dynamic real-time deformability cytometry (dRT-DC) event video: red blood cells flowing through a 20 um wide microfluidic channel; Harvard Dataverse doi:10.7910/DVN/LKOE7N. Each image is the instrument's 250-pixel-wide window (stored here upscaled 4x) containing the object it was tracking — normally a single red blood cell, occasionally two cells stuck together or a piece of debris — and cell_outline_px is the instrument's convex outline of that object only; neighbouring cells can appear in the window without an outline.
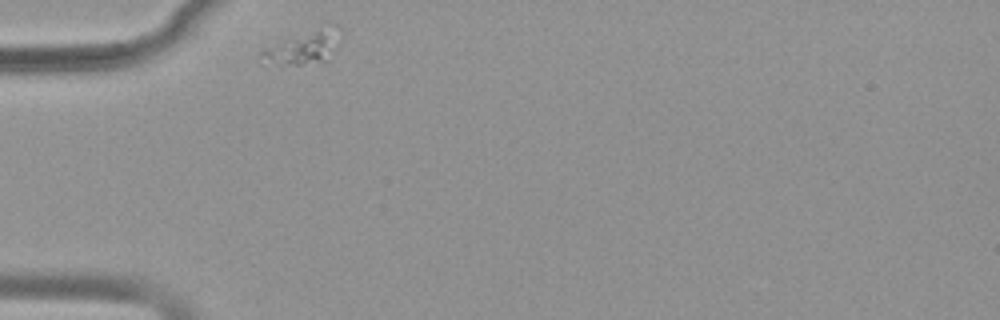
{"species": "common noctule bat (a hibernating species)", "species_latin": "Nyctalus noctula", "temperature_condition": "warm", "stored_images_in_passage": 34, "camera_frame_rate_fps": 3000, "um_per_image_px": 0.085, "animal": {"sex": "female", "body_mass_g": 19.9}, "frame": {"image": 1, "passage_image": 1, "time_ms": 0.0, "image_size_px": [1000, 320], "cell_outline_px": [[340, 24], [324, 60], [300, 64], [280, 64], [260, 52], [264, 48], [332, 24]], "centroid_in_image_um": [25.79, 4.0], "position_along_channel_um": 59.2, "area_um2": 12.72}}
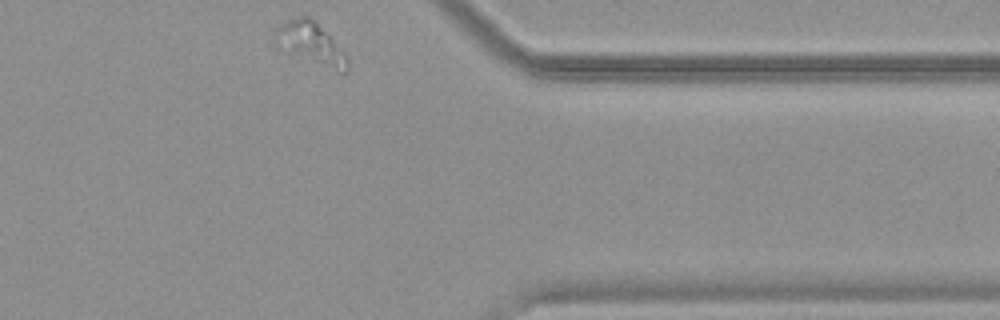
{"frame": {"image": 2, "passage_image": 34, "time_ms": 11.0, "image_size_px": [1000, 320], "cell_outline_px": [[348, 68], [344, 72], [336, 72], [280, 48], [276, 36], [276, 28], [280, 24], [296, 16], [308, 16], [316, 20], [348, 56]], "centroid_in_image_um": [26.47, 3.67], "position_along_channel_um": 384.9, "area_um2": 17.4}}